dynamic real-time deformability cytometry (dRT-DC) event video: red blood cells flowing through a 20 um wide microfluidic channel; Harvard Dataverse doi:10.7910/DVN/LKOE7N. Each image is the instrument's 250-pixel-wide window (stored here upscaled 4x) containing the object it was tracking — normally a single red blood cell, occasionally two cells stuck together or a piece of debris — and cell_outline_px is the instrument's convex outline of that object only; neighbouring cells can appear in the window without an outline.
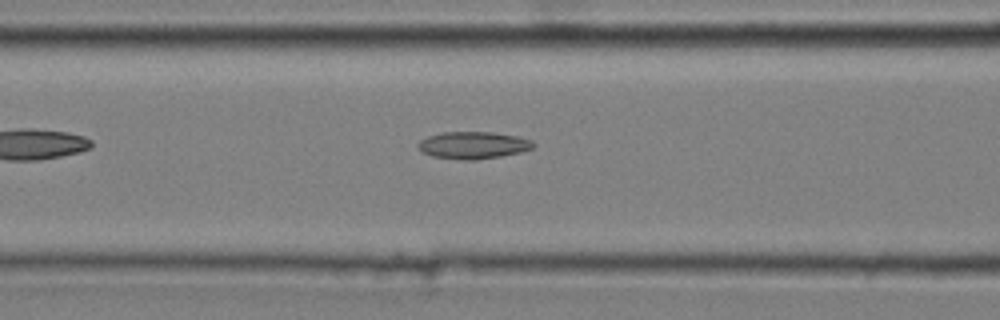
{"species": "common noctule bat (a hibernating species)", "species_latin": "Nyctalus noctula", "temperature_condition": "cold", "stored_images_in_passage": 33, "camera_frame_rate_fps": 3000, "um_per_image_px": 0.085, "animal": {"sex": "male", "body_mass_g": 20.4}, "frame": {"image": 1, "passage_image": 5, "time_ms": 1.333, "image_size_px": [1000, 320], "cell_outline_px": [[536, 144], [532, 148], [520, 152], [500, 156], [476, 160], [464, 160], [432, 156], [424, 152], [420, 148], [420, 140], [428, 136], [444, 132], [492, 132], [520, 136], [532, 140]], "centroid_in_image_um": [40.28, 12.33], "position_along_channel_um": 126.3, "area_um2": 18.09}}
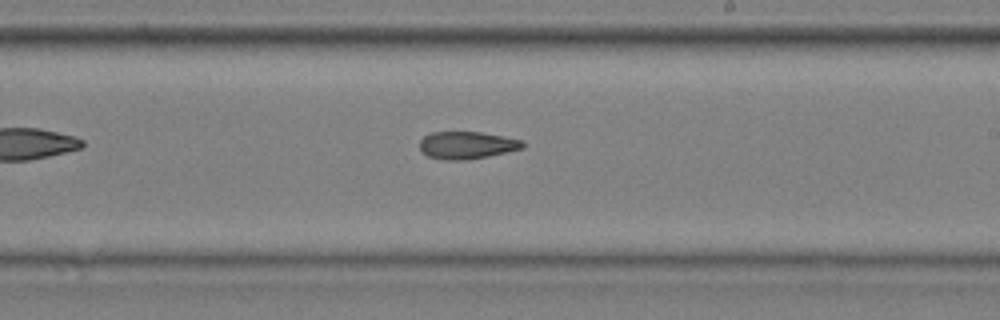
{"frame": {"image": 2, "passage_image": 15, "time_ms": 4.667, "image_size_px": [1000, 320], "cell_outline_px": [[524, 148], [488, 156], [468, 160], [444, 160], [428, 156], [420, 148], [420, 140], [424, 136], [432, 132], [480, 132], [524, 140]], "centroid_in_image_um": [39.7, 12.34], "position_along_channel_um": 249.3, "area_um2": 16.42}}
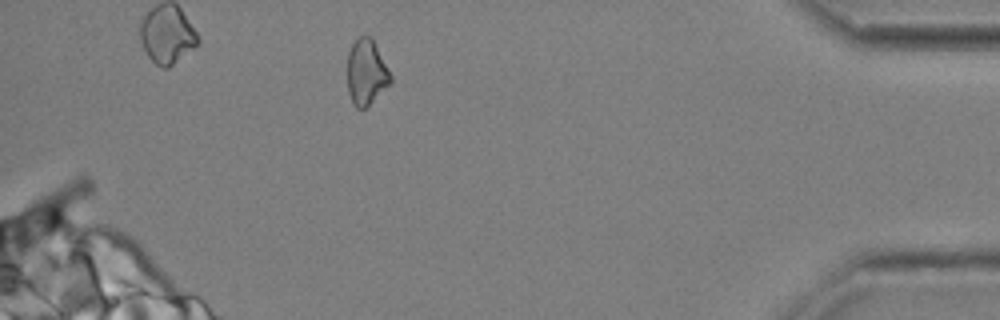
{"frame": {"image": 3, "passage_image": 31, "time_ms": 10.0, "image_size_px": [1000, 320], "cell_outline_px": [[392, 80], [364, 108], [356, 108], [352, 104], [348, 92], [348, 52], [356, 36], [368, 36], [372, 40], [388, 68], [392, 76]], "centroid_in_image_um": [31.1, 6.12], "position_along_channel_um": 404.1, "area_um2": 16.07}}